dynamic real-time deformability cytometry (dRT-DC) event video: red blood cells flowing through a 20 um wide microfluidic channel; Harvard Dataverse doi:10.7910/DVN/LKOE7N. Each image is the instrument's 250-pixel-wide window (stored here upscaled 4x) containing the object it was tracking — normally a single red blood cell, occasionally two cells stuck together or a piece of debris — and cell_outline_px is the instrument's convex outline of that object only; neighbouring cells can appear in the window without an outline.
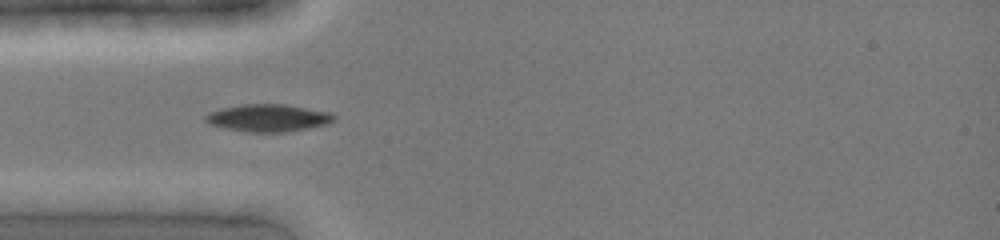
{"species": "common noctule bat (a hibernating species)", "species_latin": "Nyctalus noctula", "temperature_condition": "cold", "stored_images_in_passage": 3, "camera_frame_rate_fps": 3000, "um_per_image_px": 0.085, "animal": {"sex": "female", "body_mass_g": 19.0, "forearm_length_mm": 51.5}, "frame": {"image": 1, "passage_image": 1, "time_ms": 0.0, "image_size_px": [1000, 240], "cell_outline_px": [[336, 120], [328, 124], [308, 128], [284, 132], [248, 132], [228, 128], [212, 124], [204, 120], [204, 116], [208, 112], [220, 108], [240, 104], [284, 104], [328, 112], [336, 116]], "centroid_in_image_um": [22.79, 10.01], "position_along_channel_um": 62.2, "area_um2": 20.4}}